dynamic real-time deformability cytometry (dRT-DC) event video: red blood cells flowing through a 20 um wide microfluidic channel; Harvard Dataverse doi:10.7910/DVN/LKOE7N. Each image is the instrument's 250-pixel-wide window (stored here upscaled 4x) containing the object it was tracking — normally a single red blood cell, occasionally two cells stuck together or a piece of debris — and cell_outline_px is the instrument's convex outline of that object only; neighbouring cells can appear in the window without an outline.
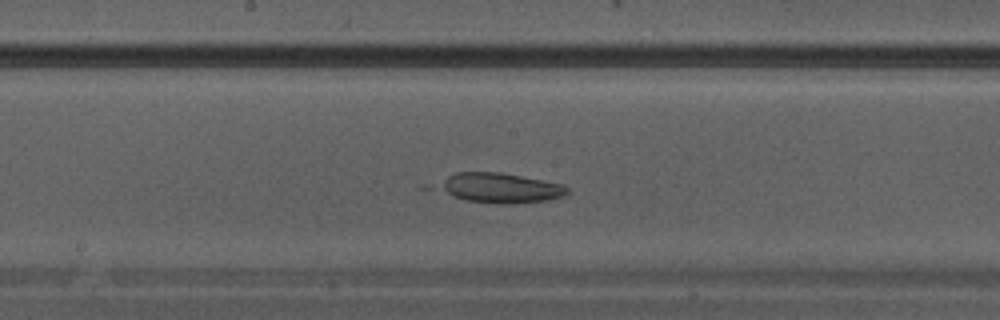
{"species": "Egyptian fruit bat (a non-hibernating species)", "species_latin": "Rousettus aegyptiacus", "temperature_condition": "warm", "stored_images_in_passage": 21, "camera_frame_rate_fps": 3000, "um_per_image_px": 0.085, "animal": {"sex": "male"}, "frame": {"image": 1, "passage_image": 7, "time_ms": 2.0, "image_size_px": [1000, 320], "cell_outline_px": [[568, 192], [564, 196], [548, 200], [508, 204], [496, 204], [464, 200], [416, 188], [416, 184], [456, 172], [500, 172], [564, 184], [568, 188]], "centroid_in_image_um": [42.0, 15.96], "position_along_channel_um": 206.2, "area_um2": 24.74}}
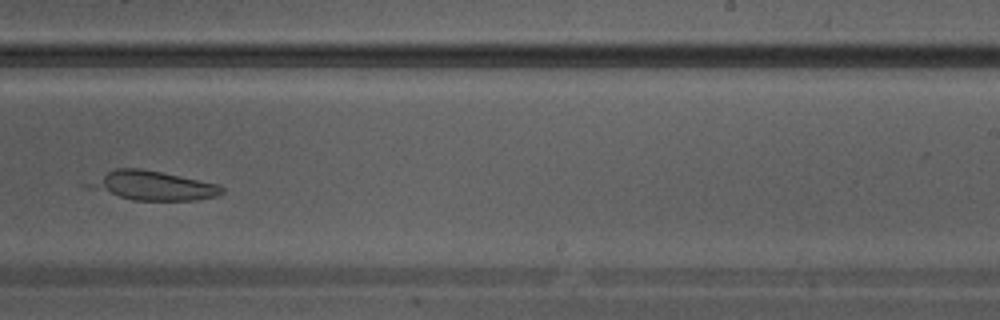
{"frame": {"image": 2, "passage_image": 10, "time_ms": 3.0, "image_size_px": [1000, 320], "cell_outline_px": [[224, 192], [216, 196], [192, 200], [132, 200], [84, 188], [80, 184], [116, 168], [140, 168], [220, 184], [224, 188]], "centroid_in_image_um": [12.89, 15.78], "position_along_channel_um": 276.1, "area_um2": 22.89}}